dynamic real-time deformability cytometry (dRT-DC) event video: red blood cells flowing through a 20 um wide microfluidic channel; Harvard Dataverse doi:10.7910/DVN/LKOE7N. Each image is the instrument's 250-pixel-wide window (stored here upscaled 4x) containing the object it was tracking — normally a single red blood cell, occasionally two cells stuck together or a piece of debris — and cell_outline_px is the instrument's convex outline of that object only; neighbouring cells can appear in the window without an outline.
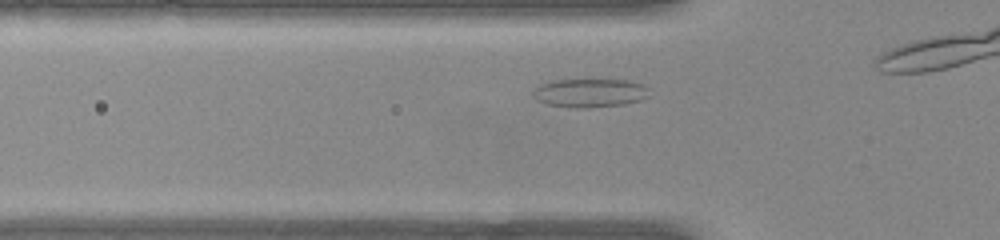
{"species": "common noctule bat (a hibernating species)", "species_latin": "Nyctalus noctula", "temperature_condition": "warm", "stored_images_in_passage": 10, "camera_frame_rate_fps": 3000, "um_per_image_px": 0.085, "animal": {"sex": "female", "body_mass_g": 22.0, "forearm_length_mm": 56.7}, "frame": {"image": 1, "passage_image": 5, "time_ms": 1.333, "image_size_px": [1000, 240], "cell_outline_px": [[648, 96], [640, 100], [624, 104], [588, 108], [576, 108], [548, 104], [536, 100], [532, 96], [532, 92], [540, 84], [552, 80], [628, 80], [640, 84], [648, 88]], "centroid_in_image_um": [50.1, 7.9], "position_along_channel_um": 75.7, "area_um2": 19.31}}
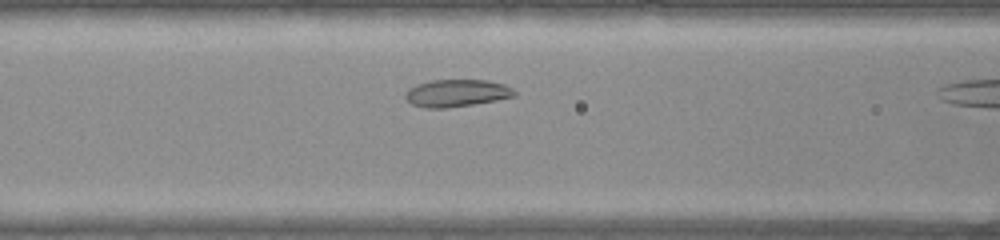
{"frame": {"image": 2, "passage_image": 9, "time_ms": 2.667, "image_size_px": [1000, 240], "cell_outline_px": [[516, 96], [496, 100], [448, 108], [424, 108], [412, 104], [404, 96], [404, 92], [408, 88], [416, 84], [432, 80], [488, 80], [504, 84], [512, 88], [516, 92]], "centroid_in_image_um": [38.79, 7.91], "position_along_channel_um": 127.8, "area_um2": 17.46}}